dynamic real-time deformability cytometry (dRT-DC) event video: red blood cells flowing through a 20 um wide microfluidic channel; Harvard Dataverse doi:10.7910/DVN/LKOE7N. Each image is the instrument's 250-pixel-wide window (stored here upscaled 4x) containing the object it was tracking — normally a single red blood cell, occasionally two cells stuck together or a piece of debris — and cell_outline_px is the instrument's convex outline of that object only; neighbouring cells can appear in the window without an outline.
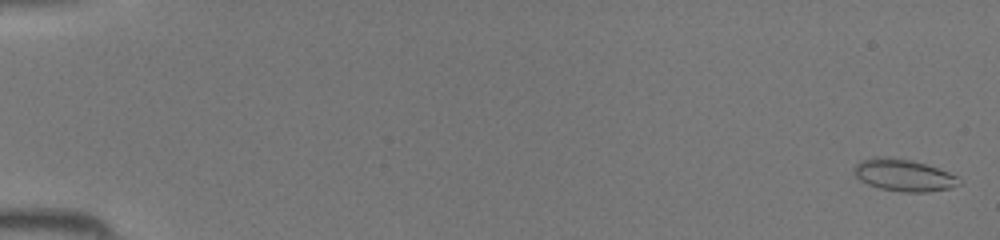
{"species": "common noctule bat (a hibernating species)", "species_latin": "Nyctalus noctula", "temperature_condition": "room temperature", "stored_images_in_passage": 10, "camera_frame_rate_fps": 3000, "um_per_image_px": 0.085, "animal": {"sex": "female", "body_mass_g": 19.5, "forearm_length_mm": 54.1}, "frame": {"image": 1, "passage_image": 1, "time_ms": 0.0, "image_size_px": [1000, 240], "cell_outline_px": [[960, 184], [948, 188], [928, 192], [904, 192], [880, 188], [868, 184], [860, 180], [852, 172], [852, 168], [860, 160], [872, 156], [888, 156], [908, 160], [924, 164], [948, 172], [956, 176], [960, 180]], "centroid_in_image_um": [76.74, 14.88], "position_along_channel_um": 8.3, "area_um2": 19.54}}